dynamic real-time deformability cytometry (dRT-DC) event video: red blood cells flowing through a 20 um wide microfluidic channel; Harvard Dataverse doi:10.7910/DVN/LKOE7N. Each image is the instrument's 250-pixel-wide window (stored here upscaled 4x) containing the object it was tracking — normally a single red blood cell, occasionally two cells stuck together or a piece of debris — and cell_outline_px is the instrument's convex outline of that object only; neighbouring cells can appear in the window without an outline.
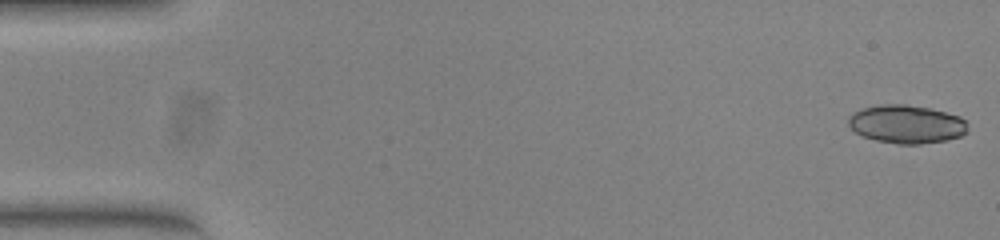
{"species": "common noctule bat (a hibernating species)", "species_latin": "Nyctalus noctula", "temperature_condition": "warm", "stored_images_in_passage": 52, "segment_of_instrument_passage": [1, 2], "camera_frame_rate_fps": 3000, "um_per_image_px": 0.085, "animal": {"sex": "female", "body_mass_g": 23.0, "forearm_length_mm": 53.4}, "frame": {"image": 1, "passage_image": 1, "time_ms": 0.0, "image_size_px": [1000, 240], "cell_outline_px": [[964, 132], [960, 136], [948, 140], [920, 144], [896, 144], [876, 140], [864, 136], [856, 132], [848, 124], [848, 116], [852, 112], [864, 108], [880, 104], [904, 104], [928, 108], [960, 116], [964, 120]], "centroid_in_image_um": [76.99, 10.55], "position_along_channel_um": 8.0, "area_um2": 26.36}}
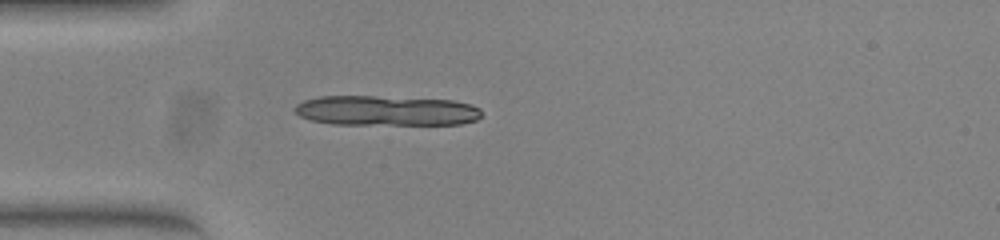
{"frame": {"image": 2, "passage_image": 15, "time_ms": 4.667, "image_size_px": [1000, 240], "cell_outline_px": [[480, 116], [476, 120], [460, 124], [332, 124], [312, 120], [300, 116], [292, 108], [296, 104], [304, 100], [320, 96], [372, 96], [452, 100], [472, 104], [480, 108]], "centroid_in_image_um": [32.81, 9.4], "position_along_channel_um": 52.2, "area_um2": 32.66}}